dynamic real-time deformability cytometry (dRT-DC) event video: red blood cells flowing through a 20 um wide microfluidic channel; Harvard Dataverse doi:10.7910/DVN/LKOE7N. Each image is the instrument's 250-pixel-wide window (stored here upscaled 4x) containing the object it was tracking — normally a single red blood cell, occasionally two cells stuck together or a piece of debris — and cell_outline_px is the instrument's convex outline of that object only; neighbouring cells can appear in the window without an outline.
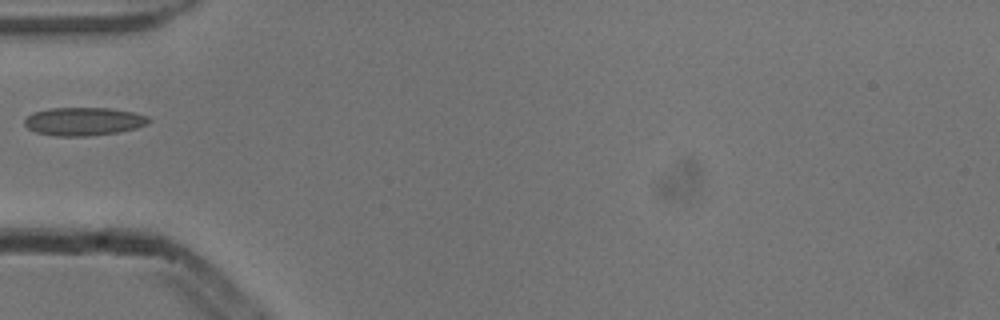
{"species": "common noctule bat (a hibernating species)", "species_latin": "Nyctalus noctula", "temperature_condition": "cold", "stored_images_in_passage": 2, "camera_frame_rate_fps": 3000, "um_per_image_px": 0.085, "animal": {"sex": "male", "body_mass_g": 13.3}, "frame": {"image": 1, "passage_image": 1, "time_ms": 0.0, "image_size_px": [1000, 320], "cell_outline_px": [[152, 120], [148, 124], [136, 128], [120, 132], [88, 136], [56, 136], [36, 132], [28, 128], [24, 124], [24, 120], [32, 112], [48, 108], [112, 108], [132, 112], [148, 116]], "centroid_in_image_um": [7.13, 10.32], "position_along_channel_um": 77.9, "area_um2": 20.58}}
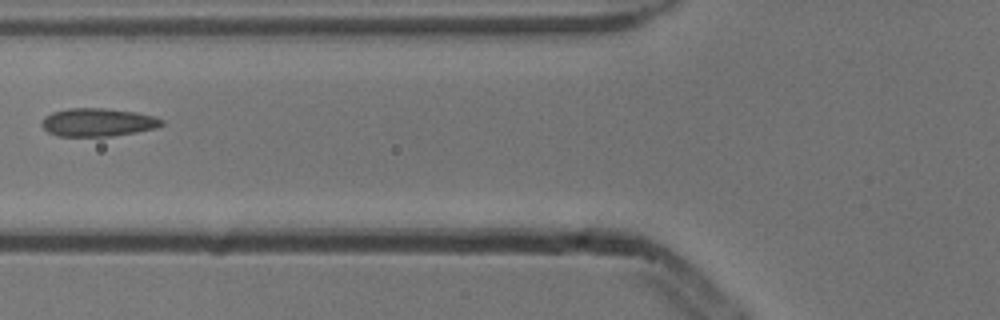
{"frame": {"image": 2, "passage_image": 2, "time_ms": 0.333, "image_size_px": [1000, 320], "cell_outline_px": [[164, 124], [156, 128], [136, 132], [112, 136], [56, 136], [48, 132], [40, 124], [44, 116], [52, 112], [68, 108], [104, 108], [136, 112], [152, 116], [164, 120]], "centroid_in_image_um": [8.29, 10.39], "position_along_channel_um": 117.5, "area_um2": 19.77}}